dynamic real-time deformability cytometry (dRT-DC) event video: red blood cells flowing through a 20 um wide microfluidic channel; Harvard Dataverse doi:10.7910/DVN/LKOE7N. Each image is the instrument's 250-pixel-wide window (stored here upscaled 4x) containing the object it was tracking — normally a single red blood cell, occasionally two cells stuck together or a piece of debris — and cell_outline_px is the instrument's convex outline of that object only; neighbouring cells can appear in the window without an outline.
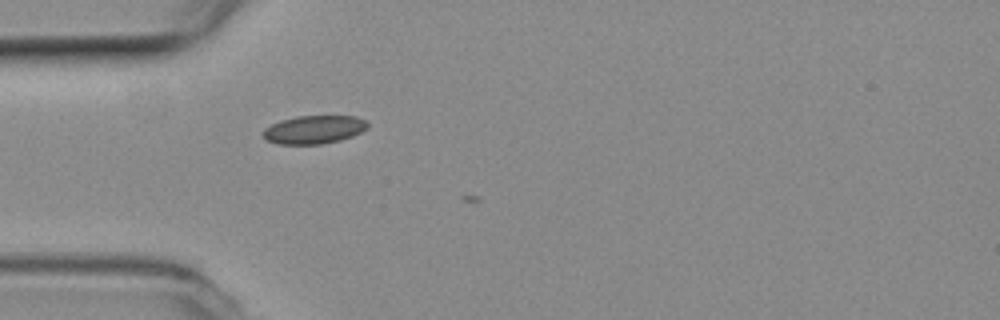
{"species": "common noctule bat (a hibernating species)", "species_latin": "Nyctalus noctula", "temperature_condition": "room temperature", "stored_images_in_passage": 4, "camera_frame_rate_fps": 3000, "um_per_image_px": 0.085, "animal": {"sex": "female", "body_mass_g": 19.3, "forearm_length_mm": 54.1}, "frame": {"image": 1, "passage_image": 3, "time_ms": 0.667, "image_size_px": [1000, 320], "cell_outline_px": [[368, 128], [352, 136], [340, 140], [320, 144], [276, 144], [268, 140], [260, 132], [264, 128], [280, 120], [296, 116], [356, 116], [364, 120], [368, 124]], "centroid_in_image_um": [26.66, 11.01], "position_along_channel_um": 58.3, "area_um2": 17.22}}